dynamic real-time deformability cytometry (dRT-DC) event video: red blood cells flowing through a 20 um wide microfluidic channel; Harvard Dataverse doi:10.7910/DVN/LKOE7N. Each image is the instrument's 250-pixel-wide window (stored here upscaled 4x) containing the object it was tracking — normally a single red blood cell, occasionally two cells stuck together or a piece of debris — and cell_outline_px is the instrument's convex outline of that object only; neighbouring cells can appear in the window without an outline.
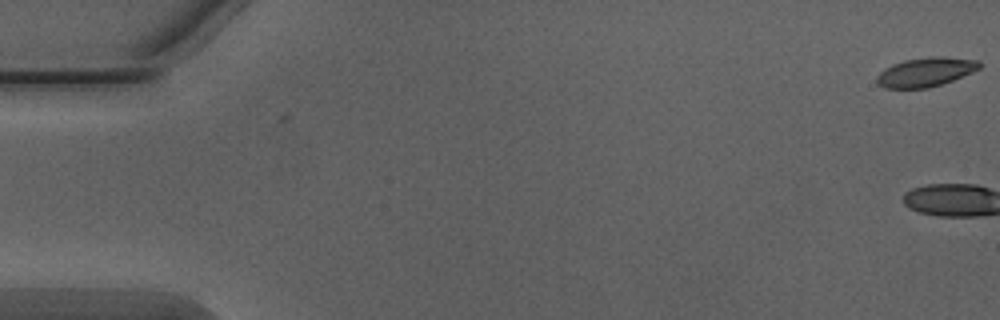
{"species": "Egyptian fruit bat (a non-hibernating species)", "species_latin": "Rousettus aegyptiacus", "temperature_condition": "warm", "stored_images_in_passage": 3, "camera_frame_rate_fps": 3000, "um_per_image_px": 0.085, "animal": {"sex": "male"}, "frame": {"image": 1, "passage_image": 1, "time_ms": 0.0, "image_size_px": [1000, 320], "cell_outline_px": [[980, 68], [972, 72], [952, 80], [928, 88], [884, 88], [876, 80], [876, 76], [884, 68], [892, 64], [904, 60], [928, 56], [944, 56], [980, 60]], "centroid_in_image_um": [78.68, 6.1], "position_along_channel_um": 6.3, "area_um2": 17.46}}